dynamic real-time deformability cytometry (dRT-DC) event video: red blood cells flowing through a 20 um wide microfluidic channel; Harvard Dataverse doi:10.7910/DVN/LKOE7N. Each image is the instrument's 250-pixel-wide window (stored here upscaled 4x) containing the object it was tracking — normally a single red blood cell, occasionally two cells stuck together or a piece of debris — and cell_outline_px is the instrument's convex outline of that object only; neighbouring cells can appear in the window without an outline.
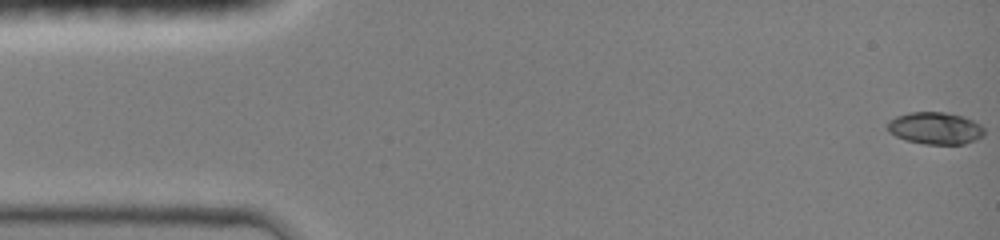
{"species": "common noctule bat (a hibernating species)", "species_latin": "Nyctalus noctula", "temperature_condition": "room temperature", "stored_images_in_passage": 46, "camera_frame_rate_fps": 3000, "um_per_image_px": 0.085, "animal": {"sex": "female", "body_mass_g": 19.0, "forearm_length_mm": 51.5}, "frame": {"image": 1, "passage_image": 1, "time_ms": 0.0, "image_size_px": [1000, 240], "cell_outline_px": [[984, 136], [976, 140], [964, 144], [924, 144], [904, 140], [888, 132], [884, 128], [888, 120], [896, 116], [908, 112], [944, 112], [964, 116], [980, 124], [984, 128]], "centroid_in_image_um": [79.46, 10.9], "position_along_channel_um": 5.5, "area_um2": 18.5}}
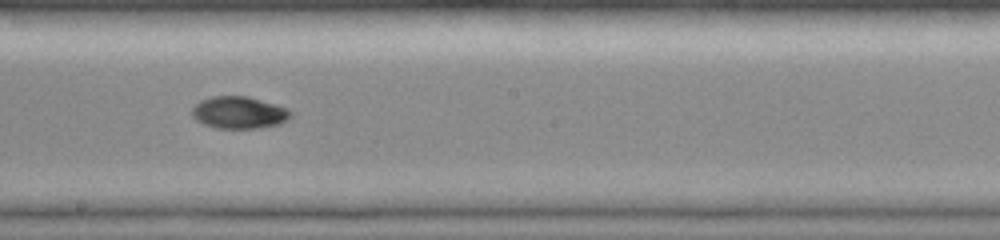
{"frame": {"image": 2, "passage_image": 26, "time_ms": 8.333, "image_size_px": [1000, 240], "cell_outline_px": [[292, 116], [288, 120], [280, 124], [256, 128], [216, 128], [204, 124], [196, 120], [192, 116], [192, 108], [200, 100], [212, 96], [248, 96], [276, 104], [288, 108], [292, 112]], "centroid_in_image_um": [20.34, 9.56], "position_along_channel_um": 227.9, "area_um2": 18.61}}
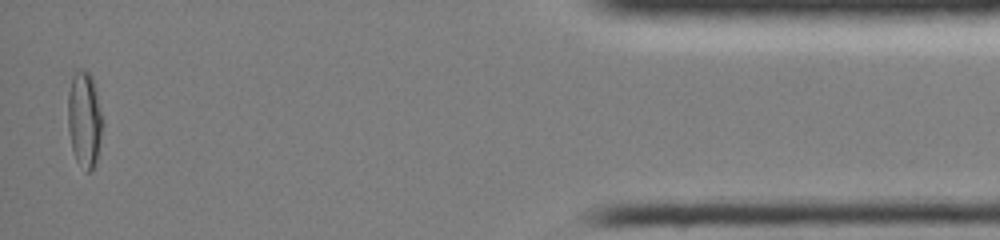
{"frame": {"image": 3, "passage_image": 45, "time_ms": 14.667, "image_size_px": [1000, 240], "cell_outline_px": [[104, 124], [96, 160], [92, 172], [88, 172], [76, 160], [72, 148], [68, 132], [68, 92], [72, 68], [80, 68], [88, 72], [92, 76], [104, 120]], "centroid_in_image_um": [7.17, 10.07], "position_along_channel_um": 428.0, "area_um2": 19.94}, "authors_computed_cell_mechanics": {"area_um2": 18.0336, "velocity_mm_per_s": 4.2198, "shape_relaxation_time_tau1_ms": 5.8326, "shape_relaxation_time_tau2_ms": null, "deformation_change_tau1": 0.1883, "deformation_change_tau2": null}}